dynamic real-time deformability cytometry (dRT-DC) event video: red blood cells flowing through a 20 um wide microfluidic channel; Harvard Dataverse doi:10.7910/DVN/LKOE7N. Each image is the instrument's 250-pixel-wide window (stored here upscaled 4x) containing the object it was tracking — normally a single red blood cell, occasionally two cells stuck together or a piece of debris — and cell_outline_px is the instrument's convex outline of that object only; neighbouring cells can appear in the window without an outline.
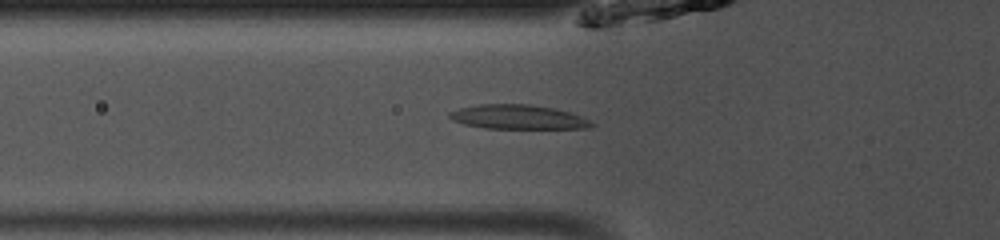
{"species": "common noctule bat (a hibernating species)", "species_latin": "Nyctalus noctula", "temperature_condition": "room temperature", "stored_images_in_passage": 37, "camera_frame_rate_fps": 3000, "um_per_image_px": 0.085, "animal": {"sex": "male", "body_mass_g": 13.0, "forearm_length_mm": 53.1}, "frame": {"image": 1, "passage_image": 10, "time_ms": 3.0, "image_size_px": [1000, 240], "cell_outline_px": [[596, 124], [588, 128], [484, 128], [464, 124], [452, 120], [448, 116], [448, 112], [460, 108], [480, 104], [528, 104], [552, 108], [568, 112], [580, 116]], "centroid_in_image_um": [43.98, 9.94], "position_along_channel_um": 81.8, "area_um2": 19.88}}
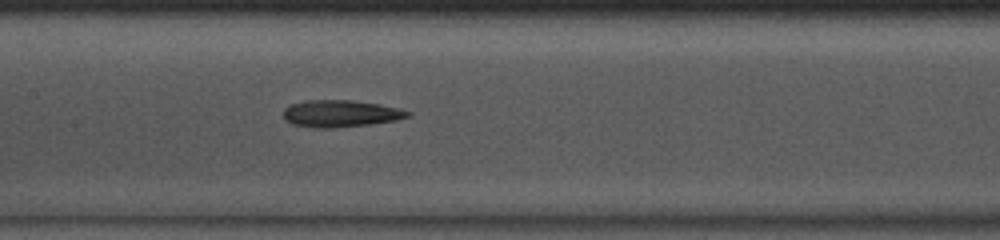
{"frame": {"image": 2, "passage_image": 17, "time_ms": 5.333, "image_size_px": [1000, 240], "cell_outline_px": [[412, 116], [396, 120], [368, 124], [328, 128], [312, 128], [292, 124], [284, 116], [284, 108], [292, 104], [308, 100], [352, 100], [380, 104], [412, 112]], "centroid_in_image_um": [28.96, 9.65], "position_along_channel_um": 178.4, "area_um2": 19.36}}
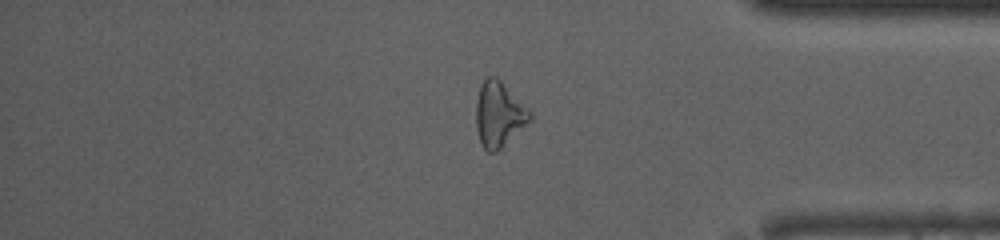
{"frame": {"image": 3, "passage_image": 34, "time_ms": 11.0, "image_size_px": [1000, 240], "cell_outline_px": [[532, 120], [496, 152], [488, 152], [480, 144], [476, 128], [476, 100], [480, 84], [484, 76], [496, 76], [532, 112]], "centroid_in_image_um": [42.39, 9.71], "position_along_channel_um": 392.8, "area_um2": 20.63}}